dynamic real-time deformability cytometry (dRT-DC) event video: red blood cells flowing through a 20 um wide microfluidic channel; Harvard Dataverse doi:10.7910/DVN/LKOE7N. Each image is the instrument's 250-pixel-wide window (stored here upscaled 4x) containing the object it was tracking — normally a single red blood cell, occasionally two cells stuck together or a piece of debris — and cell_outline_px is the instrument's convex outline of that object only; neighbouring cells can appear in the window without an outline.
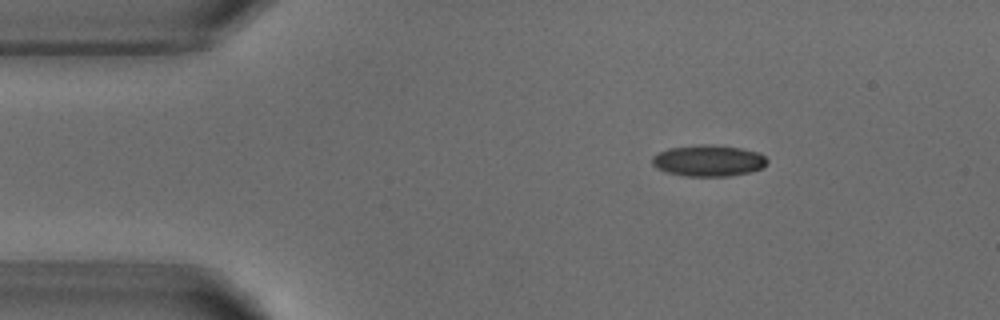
{"species": "common noctule bat (a hibernating species)", "species_latin": "Nyctalus noctula", "temperature_condition": "warm", "stored_images_in_passage": 3, "camera_frame_rate_fps": 3000, "um_per_image_px": 0.085, "animal": {"sex": "male", "body_mass_g": 18.8}, "frame": {"image": 1, "passage_image": 1, "time_ms": 0.0, "image_size_px": [1000, 320], "cell_outline_px": [[768, 164], [764, 168], [752, 172], [728, 176], [684, 176], [668, 172], [656, 168], [652, 164], [652, 156], [656, 152], [668, 148], [700, 144], [708, 144], [740, 148], [756, 152], [764, 156], [768, 160]], "centroid_in_image_um": [60.21, 13.66], "position_along_channel_um": 24.8, "area_um2": 21.21}}
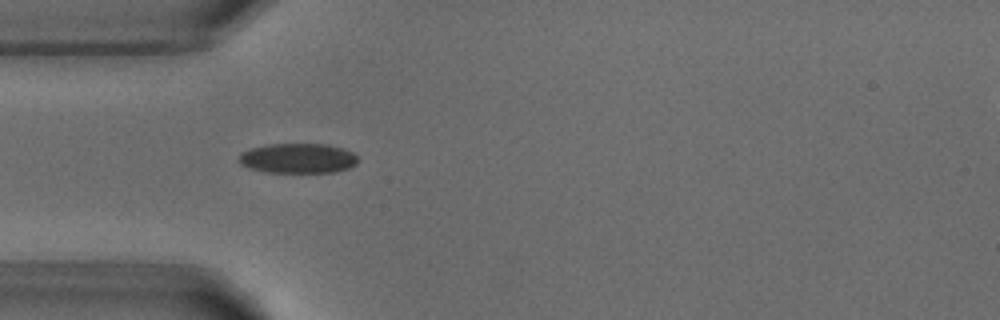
{"frame": {"image": 2, "passage_image": 2, "time_ms": 2.333, "image_size_px": [1000, 320], "cell_outline_px": [[360, 160], [356, 164], [348, 168], [336, 172], [264, 172], [248, 168], [240, 164], [240, 152], [252, 148], [268, 144], [328, 144], [344, 148], [352, 152]], "centroid_in_image_um": [25.34, 13.45], "position_along_channel_um": 59.7, "area_um2": 20.87}}